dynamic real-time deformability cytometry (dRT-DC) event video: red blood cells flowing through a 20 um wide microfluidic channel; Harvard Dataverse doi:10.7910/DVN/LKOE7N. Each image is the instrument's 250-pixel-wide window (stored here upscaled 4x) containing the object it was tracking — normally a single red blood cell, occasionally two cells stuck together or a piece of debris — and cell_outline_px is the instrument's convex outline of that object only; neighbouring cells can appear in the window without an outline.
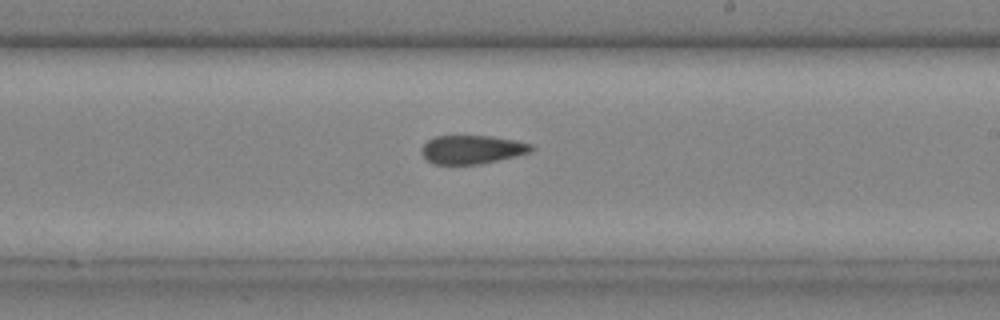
{"species": "common noctule bat (a hibernating species)", "species_latin": "Nyctalus noctula", "temperature_condition": "cold", "stored_images_in_passage": 32, "camera_frame_rate_fps": 3000, "um_per_image_px": 0.085, "animal": {"sex": "male", "body_mass_g": 20.4}, "frame": {"image": 1, "passage_image": 23, "time_ms": 7.333, "image_size_px": [1000, 320], "cell_outline_px": [[536, 148], [532, 152], [516, 156], [480, 164], [432, 164], [420, 152], [420, 148], [428, 140], [436, 136], [492, 136], [516, 140], [532, 144]], "centroid_in_image_um": [40.15, 12.71], "position_along_channel_um": 248.8, "area_um2": 18.44}}